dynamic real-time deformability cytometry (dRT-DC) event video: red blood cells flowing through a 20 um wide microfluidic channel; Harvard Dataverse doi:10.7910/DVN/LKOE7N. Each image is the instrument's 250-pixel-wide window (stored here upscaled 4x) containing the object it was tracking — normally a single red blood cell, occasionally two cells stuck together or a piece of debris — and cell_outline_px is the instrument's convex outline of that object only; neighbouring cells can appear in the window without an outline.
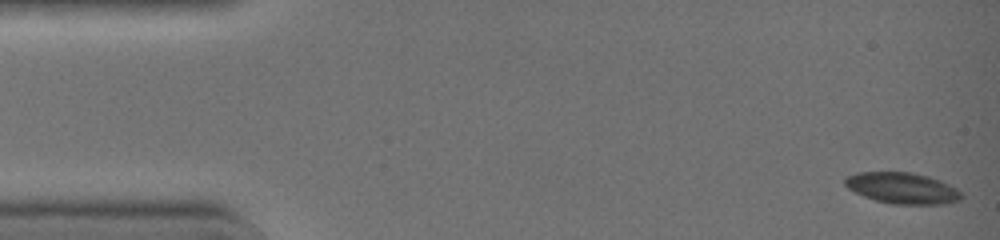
{"species": "common noctule bat (a hibernating species)", "species_latin": "Nyctalus noctula", "temperature_condition": "warm", "stored_images_in_passage": 43, "camera_frame_rate_fps": 3000, "um_per_image_px": 0.085, "animal": {"sex": "female", "body_mass_g": 19.0, "forearm_length_mm": 51.5}, "frame": {"image": 1, "passage_image": 1, "time_ms": 0.0, "image_size_px": [1000, 240], "cell_outline_px": [[964, 196], [960, 200], [944, 204], [892, 204], [876, 200], [864, 196], [848, 188], [844, 184], [844, 176], [856, 172], [912, 172], [928, 176], [940, 180], [956, 188]], "centroid_in_image_um": [76.69, 15.98], "position_along_channel_um": 8.3, "area_um2": 21.21}}
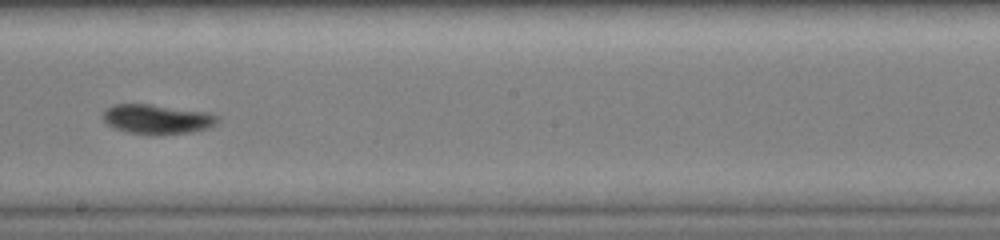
{"frame": {"image": 2, "passage_image": 25, "time_ms": 8.0, "image_size_px": [1000, 240], "cell_outline_px": [[220, 120], [216, 124], [208, 128], [192, 132], [156, 136], [128, 132], [116, 128], [108, 124], [104, 120], [104, 112], [108, 108], [116, 104], [148, 104], [204, 112], [220, 116]], "centroid_in_image_um": [13.4, 10.15], "position_along_channel_um": 234.8, "area_um2": 19.65}}
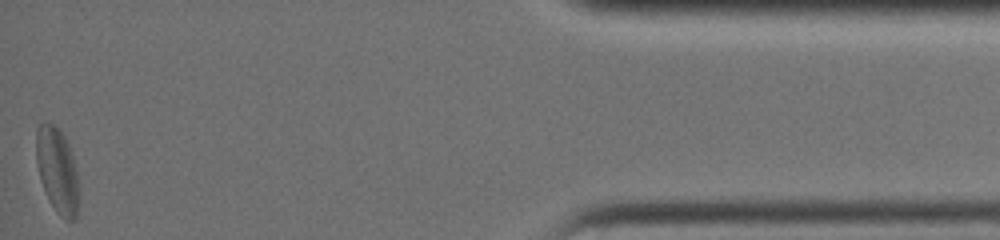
{"frame": {"image": 3, "passage_image": 43, "time_ms": 14.0, "image_size_px": [1000, 240], "cell_outline_px": [[80, 184], [76, 220], [68, 220], [60, 216], [56, 212], [40, 180], [36, 164], [36, 128], [40, 124], [52, 124], [64, 136], [68, 144], [76, 168]], "centroid_in_image_um": [4.88, 14.52], "position_along_channel_um": 430.3, "area_um2": 21.15}, "authors_computed_cell_mechanics": {"area_um2": 20.4034, "velocity_mm_per_s": 4.4451, "shape_relaxation_time_tau1_ms": 7.6555, "shape_relaxation_time_tau2_ms": 3.2614, "deformation_change_tau1": 0.1598, "deformation_change_tau2": 0.0736}}